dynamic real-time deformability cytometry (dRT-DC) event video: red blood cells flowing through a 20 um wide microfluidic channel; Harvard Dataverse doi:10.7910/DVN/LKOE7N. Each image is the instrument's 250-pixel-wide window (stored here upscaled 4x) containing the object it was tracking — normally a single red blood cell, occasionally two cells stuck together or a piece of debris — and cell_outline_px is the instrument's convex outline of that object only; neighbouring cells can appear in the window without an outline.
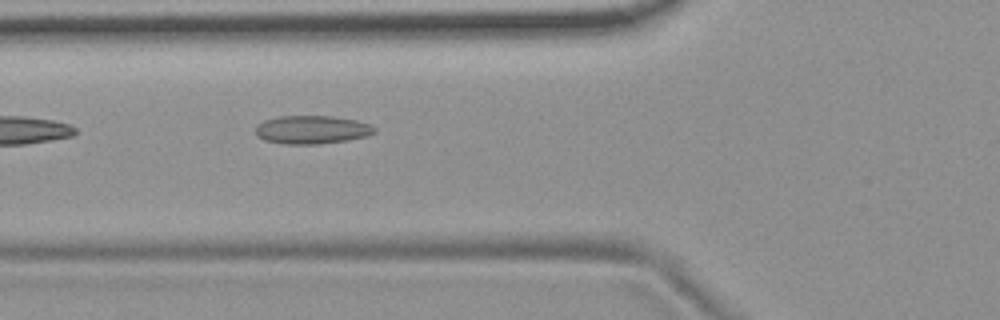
{"species": "common noctule bat (a hibernating species)", "species_latin": "Nyctalus noctula", "temperature_condition": "room temperature", "stored_images_in_passage": 5, "camera_frame_rate_fps": 3000, "um_per_image_px": 0.085, "animal": {"sex": "female", "body_mass_g": 19.9}, "frame": {"image": 1, "passage_image": 5, "time_ms": 5.667, "image_size_px": [1000, 320], "cell_outline_px": [[376, 132], [364, 136], [348, 140], [320, 144], [284, 144], [264, 140], [256, 136], [256, 124], [264, 120], [276, 116], [332, 116], [356, 120], [368, 124], [376, 128]], "centroid_in_image_um": [26.46, 11.02], "position_along_channel_um": 99.3, "area_um2": 19.71}}